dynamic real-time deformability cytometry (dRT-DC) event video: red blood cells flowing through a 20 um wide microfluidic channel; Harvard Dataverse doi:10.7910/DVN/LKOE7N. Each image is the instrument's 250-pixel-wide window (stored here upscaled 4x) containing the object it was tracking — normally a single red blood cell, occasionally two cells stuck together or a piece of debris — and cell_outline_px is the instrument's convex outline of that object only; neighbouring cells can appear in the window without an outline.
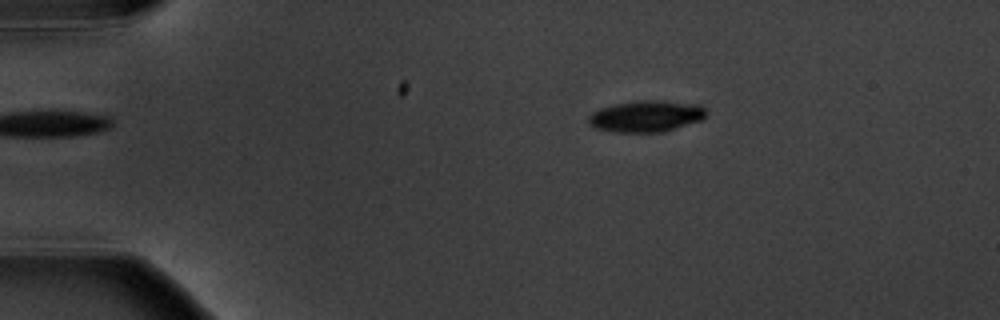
{"species": "common noctule bat (a hibernating species)", "species_latin": "Nyctalus noctula", "temperature_condition": "warm", "stored_images_in_passage": 6, "camera_frame_rate_fps": 3000, "um_per_image_px": 0.085, "animal": {"sex": "male", "body_mass_g": 20.1, "forearm_length_mm": 53.5}, "frame": {"image": 1, "passage_image": 3, "time_ms": 2.333, "image_size_px": [1000, 320], "cell_outline_px": [[708, 112], [704, 120], [660, 132], [616, 132], [596, 128], [588, 124], [588, 116], [592, 112], [600, 108], [616, 104], [644, 100], [652, 100], [700, 104]], "centroid_in_image_um": [54.95, 9.88], "position_along_channel_um": 30.1, "area_um2": 21.5}}
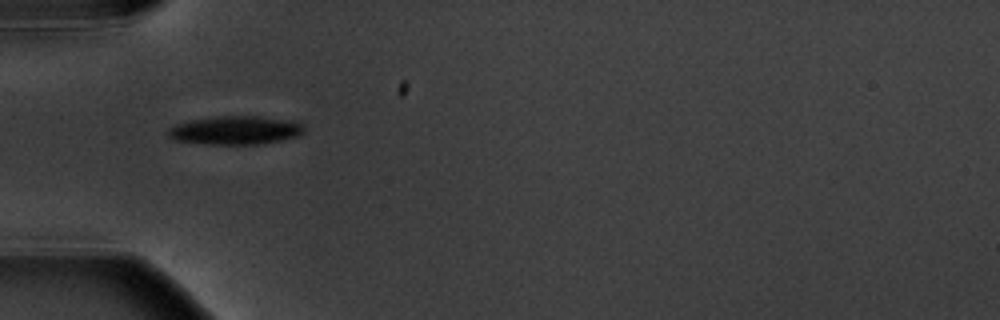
{"frame": {"image": 2, "passage_image": 5, "time_ms": 5.0, "image_size_px": [1000, 320], "cell_outline_px": [[304, 132], [300, 136], [280, 140], [256, 144], [208, 144], [176, 140], [168, 136], [168, 128], [176, 124], [188, 120], [216, 116], [260, 116], [300, 120], [304, 124]], "centroid_in_image_um": [20.08, 11.05], "position_along_channel_um": 64.9, "area_um2": 22.95}}